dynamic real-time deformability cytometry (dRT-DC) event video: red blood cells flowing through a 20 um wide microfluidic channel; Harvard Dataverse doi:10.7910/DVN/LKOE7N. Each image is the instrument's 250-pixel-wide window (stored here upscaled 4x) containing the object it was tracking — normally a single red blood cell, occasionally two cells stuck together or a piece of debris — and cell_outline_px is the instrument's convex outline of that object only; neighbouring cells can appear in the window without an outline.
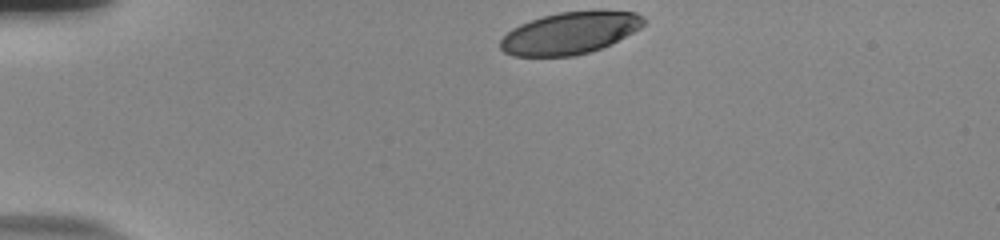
{"species": "human", "species_latin": "Homo sapiens", "temperature_condition": "room temperature", "stored_images_in_passage": 35, "camera_frame_rate_fps": 3000, "um_per_image_px": 0.085, "donor": {"sex": "male"}, "frame": {"image": 1, "passage_image": 1, "time_ms": 0.0, "image_size_px": [1000, 240], "cell_outline_px": [[648, 20], [640, 28], [600, 48], [576, 56], [512, 56], [504, 52], [500, 48], [500, 40], [512, 28], [520, 24], [544, 16], [560, 12], [636, 12], [644, 16]], "centroid_in_image_um": [48.4, 2.83], "position_along_channel_um": 36.6, "area_um2": 34.39}}
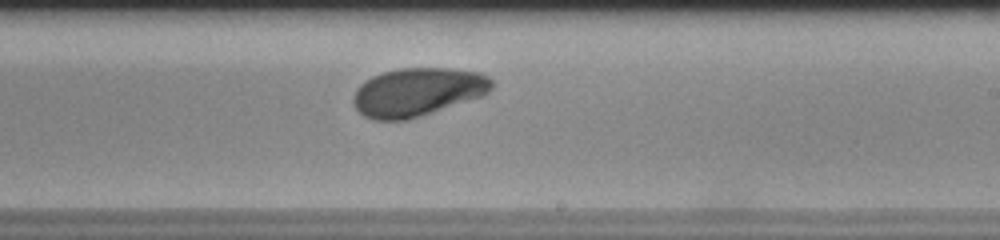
{"frame": {"image": 2, "passage_image": 23, "time_ms": 7.333, "image_size_px": [1000, 240], "cell_outline_px": [[492, 88], [484, 96], [408, 120], [372, 120], [364, 116], [356, 108], [352, 100], [352, 96], [356, 88], [360, 84], [372, 76], [384, 72], [400, 68], [448, 68], [480, 72], [488, 76], [492, 80]], "centroid_in_image_um": [35.49, 7.82], "position_along_channel_um": 253.5, "area_um2": 39.25}}
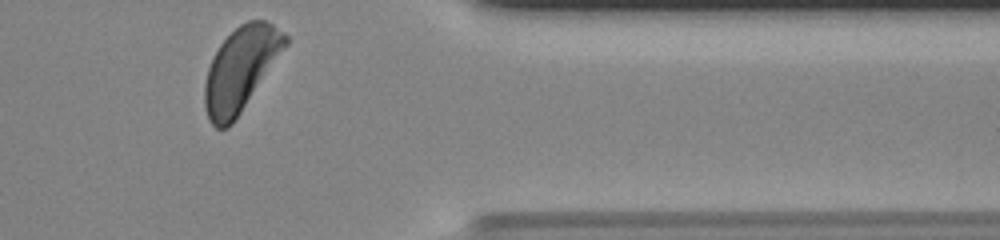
{"frame": {"image": 3, "passage_image": 35, "time_ms": 11.333, "image_size_px": [1000, 240], "cell_outline_px": [[288, 44], [232, 124], [228, 128], [216, 128], [208, 120], [204, 108], [204, 84], [208, 68], [220, 44], [240, 24], [248, 20], [264, 20], [272, 24], [288, 36]], "centroid_in_image_um": [20.44, 5.89], "position_along_channel_um": 391.0, "area_um2": 38.9}, "authors_computed_cell_mechanics": {"area_um2": 39.0728, "velocity_mm_per_s": 3.7564, "shape_relaxation_time_tau1_ms": 3.2006, "shape_relaxation_time_tau2_ms": 8.9264, "deformation_change_tau1": 0.1429, "deformation_change_tau2": 0.1321}}